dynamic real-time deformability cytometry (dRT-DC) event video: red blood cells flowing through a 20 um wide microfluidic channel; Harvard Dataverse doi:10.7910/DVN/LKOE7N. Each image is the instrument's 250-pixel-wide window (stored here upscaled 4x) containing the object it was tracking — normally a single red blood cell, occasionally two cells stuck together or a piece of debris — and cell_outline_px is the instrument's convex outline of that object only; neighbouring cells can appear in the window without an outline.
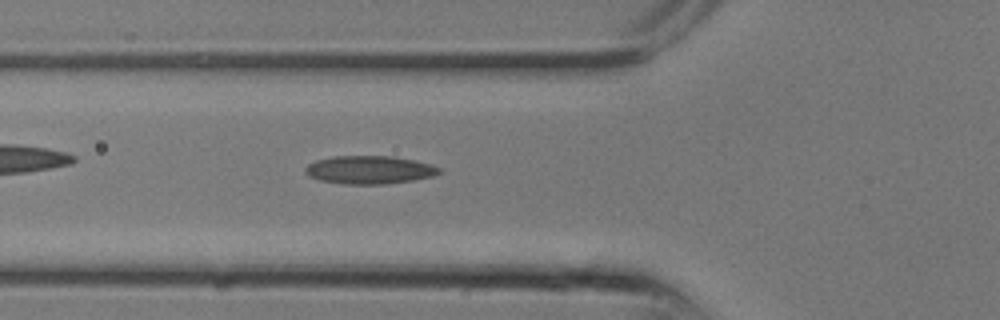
{"species": "common noctule bat (a hibernating species)", "species_latin": "Nyctalus noctula", "temperature_condition": "room temperature", "stored_images_in_passage": 6, "camera_frame_rate_fps": 3000, "um_per_image_px": 0.085, "animal": {"sex": "male", "body_mass_g": 13.3}, "frame": {"image": 1, "passage_image": 6, "time_ms": 1.667, "image_size_px": [1000, 320], "cell_outline_px": [[440, 172], [432, 176], [412, 180], [384, 184], [344, 184], [320, 180], [308, 176], [304, 172], [304, 168], [308, 164], [316, 160], [332, 156], [392, 156], [416, 160], [432, 164], [440, 168]], "centroid_in_image_um": [31.37, 14.43], "position_along_channel_um": 94.4, "area_um2": 22.02}}